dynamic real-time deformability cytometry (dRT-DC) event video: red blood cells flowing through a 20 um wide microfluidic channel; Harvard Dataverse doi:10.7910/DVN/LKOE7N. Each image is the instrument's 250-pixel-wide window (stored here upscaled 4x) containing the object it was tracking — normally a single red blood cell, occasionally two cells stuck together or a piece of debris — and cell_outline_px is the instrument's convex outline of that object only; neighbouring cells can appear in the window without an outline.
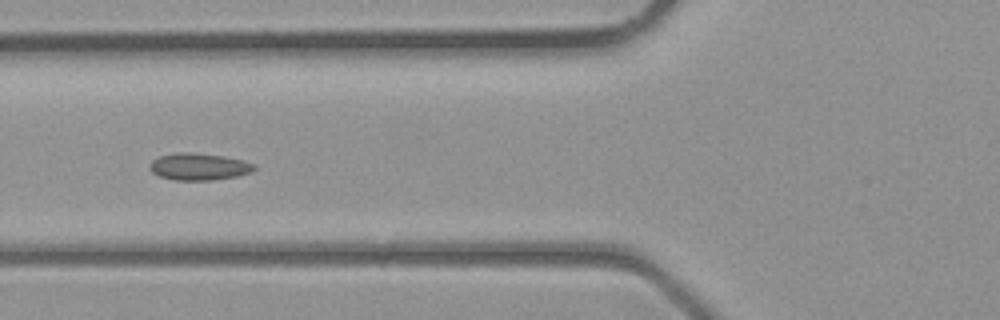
{"species": "common noctule bat (a hibernating species)", "species_latin": "Nyctalus noctula", "temperature_condition": "room temperature", "stored_images_in_passage": 41, "camera_frame_rate_fps": 3000, "um_per_image_px": 0.085, "animal": {"sex": "male", "body_mass_g": 23.1, "forearm_length_mm": 52.7}, "frame": {"image": 1, "passage_image": 16, "time_ms": 5.0, "image_size_px": [1000, 320], "cell_outline_px": [[256, 168], [252, 172], [236, 176], [212, 180], [172, 180], [160, 176], [152, 172], [148, 168], [148, 164], [152, 160], [160, 156], [180, 152], [188, 152], [224, 156], [244, 160], [256, 164]], "centroid_in_image_um": [16.91, 14.17], "position_along_channel_um": 108.9, "area_um2": 16.53}}
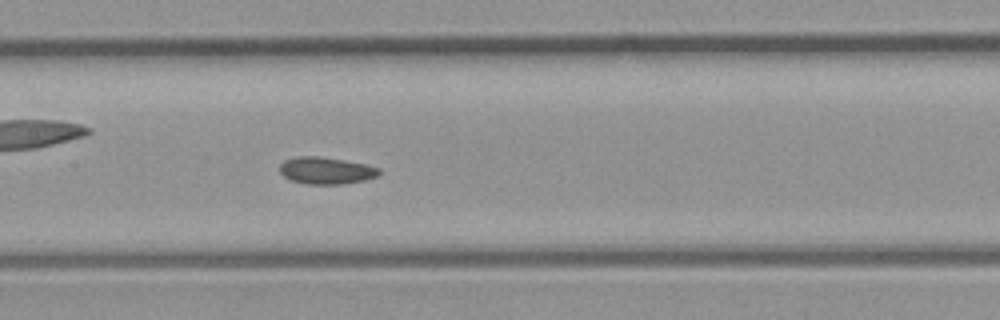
{"frame": {"image": 2, "passage_image": 20, "time_ms": 6.333, "image_size_px": [1000, 320], "cell_outline_px": [[380, 172], [376, 176], [364, 180], [340, 184], [308, 184], [292, 180], [284, 176], [280, 172], [280, 164], [284, 160], [296, 156], [320, 156], [344, 160], [364, 164], [380, 168]], "centroid_in_image_um": [27.69, 14.48], "position_along_channel_um": 179.7, "area_um2": 15.49}}
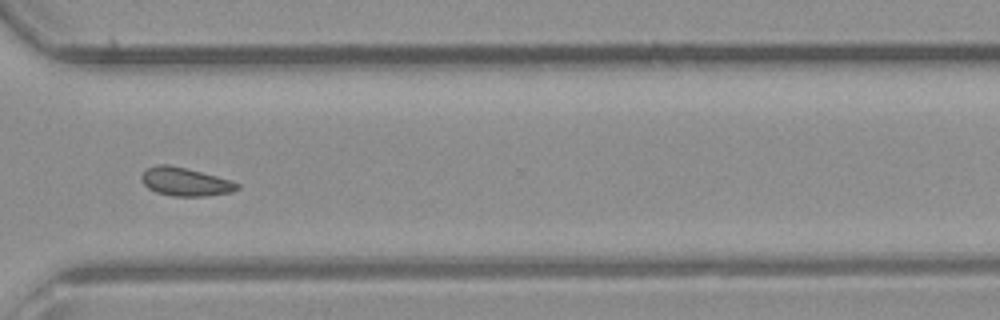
{"frame": {"image": 3, "passage_image": 30, "time_ms": 9.667, "image_size_px": [1000, 320], "cell_outline_px": [[240, 188], [232, 192], [208, 196], [172, 196], [156, 192], [148, 188], [140, 180], [140, 176], [148, 168], [156, 164], [168, 164], [188, 168], [232, 180], [240, 184]], "centroid_in_image_um": [15.77, 15.45], "position_along_channel_um": 354.8, "area_um2": 16.07}}